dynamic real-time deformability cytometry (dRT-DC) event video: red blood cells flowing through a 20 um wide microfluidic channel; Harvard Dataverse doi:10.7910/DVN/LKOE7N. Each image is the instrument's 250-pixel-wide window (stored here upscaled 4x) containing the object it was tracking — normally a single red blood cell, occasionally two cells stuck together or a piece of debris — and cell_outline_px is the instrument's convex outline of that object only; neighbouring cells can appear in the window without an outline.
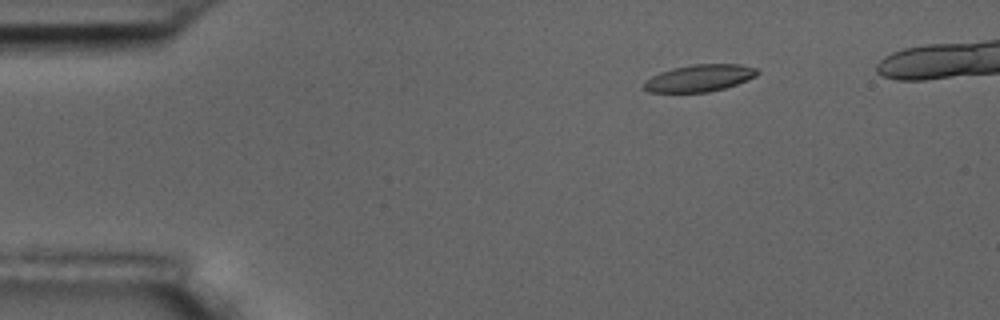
{"species": "common noctule bat (a hibernating species)", "species_latin": "Nyctalus noctula", "temperature_condition": "room temperature", "stored_images_in_passage": 6, "camera_frame_rate_fps": 3000, "um_per_image_px": 0.085, "animal": {"sex": "male", "body_mass_g": 17.5, "forearm_length_mm": 52.3}, "frame": {"image": 1, "passage_image": 3, "time_ms": 2.333, "image_size_px": [1000, 320], "cell_outline_px": [[760, 72], [756, 76], [748, 80], [724, 88], [708, 92], [648, 92], [644, 88], [644, 80], [660, 72], [672, 68], [692, 64], [740, 64], [756, 68]], "centroid_in_image_um": [59.46, 6.63], "position_along_channel_um": 25.5, "area_um2": 17.86}}